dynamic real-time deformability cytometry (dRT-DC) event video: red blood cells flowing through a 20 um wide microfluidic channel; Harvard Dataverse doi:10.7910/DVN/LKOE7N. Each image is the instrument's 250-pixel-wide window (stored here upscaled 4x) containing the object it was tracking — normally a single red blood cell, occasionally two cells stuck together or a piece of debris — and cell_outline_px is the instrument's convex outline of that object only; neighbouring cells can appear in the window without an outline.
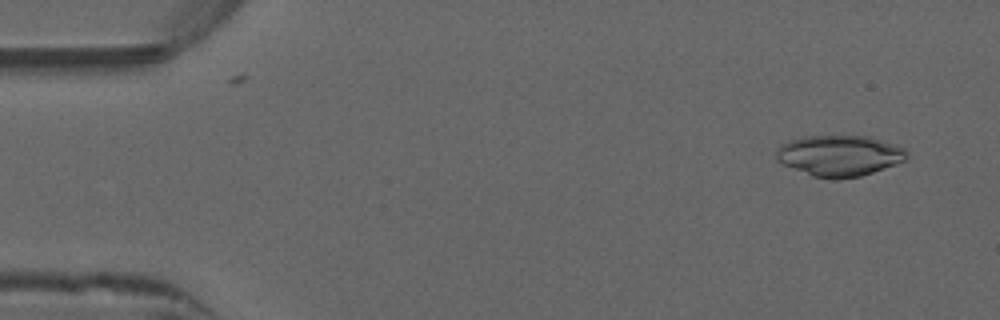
{"species": "common noctule bat (a hibernating species)", "species_latin": "Nyctalus noctula", "temperature_condition": "warm", "stored_images_in_passage": 52, "camera_frame_rate_fps": 3000, "um_per_image_px": 0.085, "animal": {"sex": "male", "forearm_length_mm": 52.5}, "frame": {"image": 1, "passage_image": 4, "time_ms": 1.0, "image_size_px": [1000, 320], "cell_outline_px": [[908, 156], [904, 160], [896, 164], [860, 176], [840, 180], [832, 180], [812, 176], [784, 164], [776, 160], [776, 152], [780, 144], [788, 140], [804, 136], [872, 136], [900, 144], [908, 152]], "centroid_in_image_um": [71.38, 13.22], "position_along_channel_um": 13.6, "area_um2": 31.62}}